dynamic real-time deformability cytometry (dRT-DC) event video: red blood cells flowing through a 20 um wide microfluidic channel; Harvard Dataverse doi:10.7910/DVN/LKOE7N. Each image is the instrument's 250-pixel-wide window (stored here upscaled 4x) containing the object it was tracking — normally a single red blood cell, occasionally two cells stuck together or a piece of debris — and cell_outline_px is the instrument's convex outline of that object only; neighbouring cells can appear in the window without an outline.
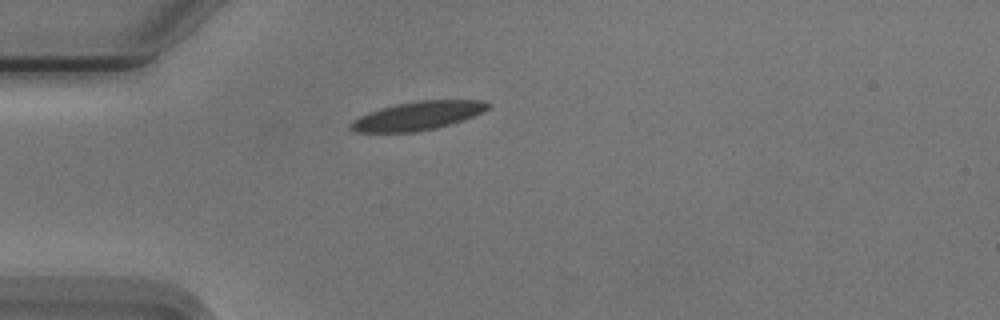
{"species": "Egyptian fruit bat (a non-hibernating species)", "species_latin": "Rousettus aegyptiacus", "temperature_condition": "cold", "stored_images_in_passage": 41, "camera_frame_rate_fps": 3000, "um_per_image_px": 0.085, "animal": {"sex": "male"}, "frame": {"image": 1, "passage_image": 1, "time_ms": 0.0, "image_size_px": [1000, 320], "cell_outline_px": [[492, 108], [472, 116], [436, 128], [416, 132], [352, 132], [348, 128], [348, 124], [352, 120], [368, 112], [380, 108], [396, 104], [416, 100], [484, 100], [492, 104]], "centroid_in_image_um": [35.48, 9.83], "position_along_channel_um": 49.5, "area_um2": 23.0}}
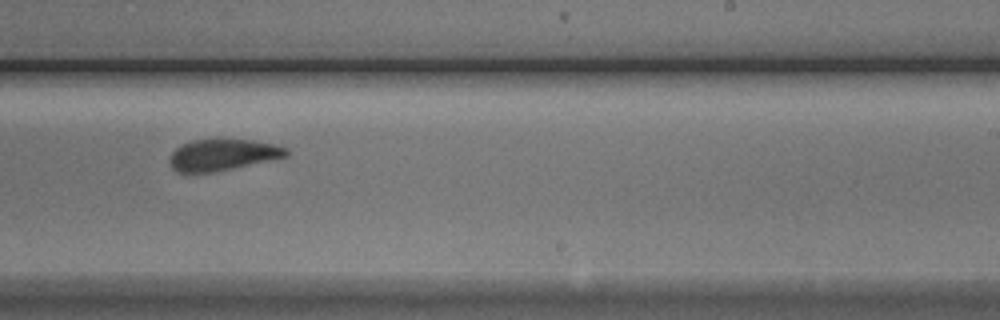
{"frame": {"image": 2, "passage_image": 20, "time_ms": 6.333, "image_size_px": [1000, 320], "cell_outline_px": [[288, 156], [216, 172], [176, 172], [172, 168], [168, 160], [172, 152], [180, 144], [192, 140], [216, 136], [220, 136], [252, 140], [272, 144], [288, 148]], "centroid_in_image_um": [18.89, 13.11], "position_along_channel_um": 270.1, "area_um2": 22.14}}
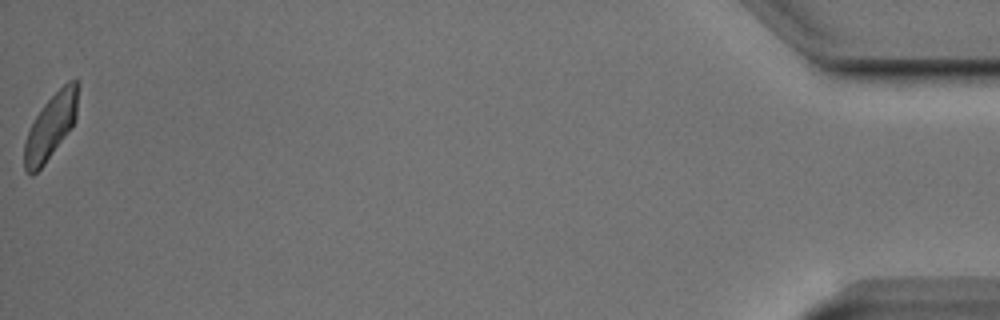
{"frame": {"image": 3, "passage_image": 41, "time_ms": 13.333, "image_size_px": [1000, 320], "cell_outline_px": [[80, 84], [76, 120], [44, 164], [32, 176], [24, 168], [24, 144], [28, 132], [36, 116], [44, 104], [68, 80], [76, 80]], "centroid_in_image_um": [4.34, 10.71], "position_along_channel_um": 430.9, "area_um2": 20.0}, "authors_computed_cell_mechanics": {"area_um2": 22.1374, "velocity_mm_per_s": 3.716, "shape_relaxation_time_tau1_ms": 3.8016, "shape_relaxation_time_tau2_ms": 1.8346, "deformation_change_tau1": 0.1203, "deformation_change_tau2": 0.068}}